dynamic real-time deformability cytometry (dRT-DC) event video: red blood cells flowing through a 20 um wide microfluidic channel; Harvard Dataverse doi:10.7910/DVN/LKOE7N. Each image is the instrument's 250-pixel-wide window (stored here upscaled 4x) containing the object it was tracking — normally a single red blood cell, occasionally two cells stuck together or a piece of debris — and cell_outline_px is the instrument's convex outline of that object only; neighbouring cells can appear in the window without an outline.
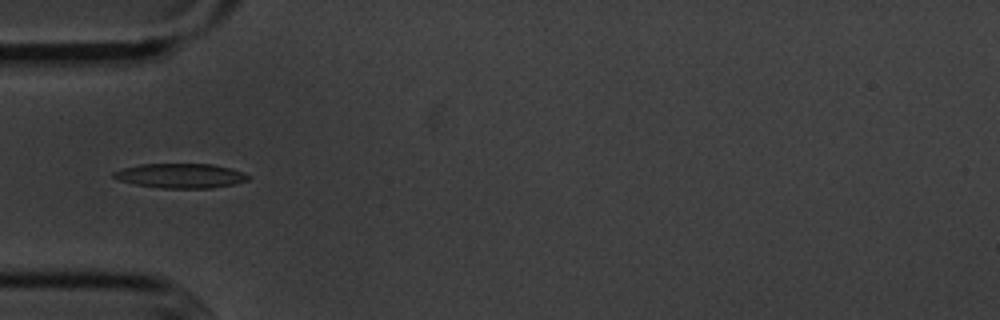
{"species": "common noctule bat (a hibernating species)", "species_latin": "Nyctalus noctula", "temperature_condition": "cold", "stored_images_in_passage": 7, "camera_frame_rate_fps": 3000, "um_per_image_px": 0.085, "animal": {"sex": "male", "body_mass_g": 20.1, "forearm_length_mm": 53.5}, "frame": {"image": 1, "passage_image": 5, "time_ms": 4.667, "image_size_px": [1000, 320], "cell_outline_px": [[252, 176], [248, 180], [236, 184], [212, 188], [160, 188], [136, 184], [120, 180], [112, 176], [112, 172], [124, 168], [140, 164], [212, 164], [232, 168], [244, 172]], "centroid_in_image_um": [15.42, 14.94], "position_along_channel_um": 69.6, "area_um2": 19.36}}
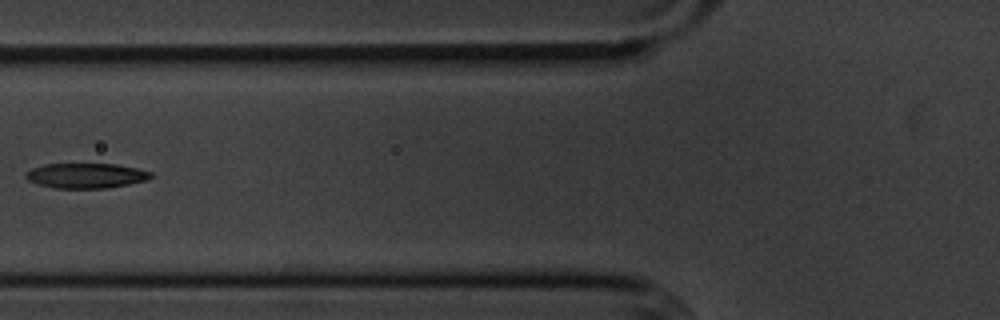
{"frame": {"image": 2, "passage_image": 6, "time_ms": 6.0, "image_size_px": [1000, 320], "cell_outline_px": [[152, 176], [148, 180], [108, 188], [52, 188], [28, 180], [24, 176], [32, 168], [44, 164], [116, 164], [136, 168], [152, 172]], "centroid_in_image_um": [7.33, 14.93], "position_along_channel_um": 118.5, "area_um2": 18.15}}
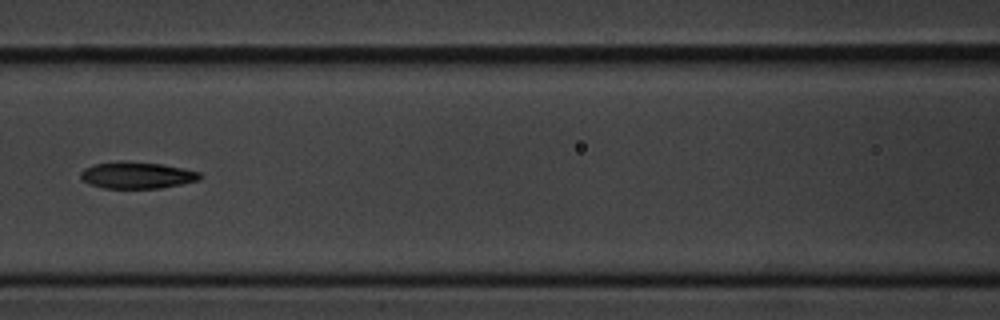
{"frame": {"image": 3, "passage_image": 7, "time_ms": 7.0, "image_size_px": [1000, 320], "cell_outline_px": [[204, 176], [200, 180], [160, 188], [104, 188], [88, 184], [80, 176], [80, 172], [84, 168], [96, 164], [160, 164], [184, 168], [200, 172]], "centroid_in_image_um": [11.71, 14.94], "position_along_channel_um": 154.9, "area_um2": 17.69}}